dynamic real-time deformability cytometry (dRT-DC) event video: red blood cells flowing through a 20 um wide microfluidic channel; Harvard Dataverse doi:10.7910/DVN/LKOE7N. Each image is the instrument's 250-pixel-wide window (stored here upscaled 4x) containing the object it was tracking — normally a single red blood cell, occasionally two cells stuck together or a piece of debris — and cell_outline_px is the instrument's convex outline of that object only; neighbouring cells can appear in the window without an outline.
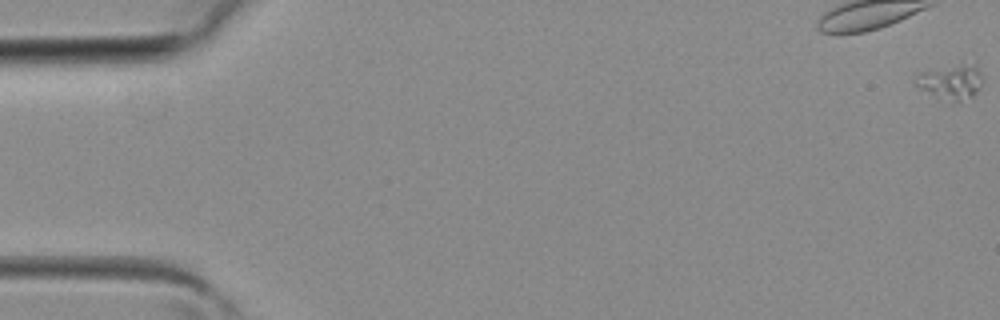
{"species": "common noctule bat (a hibernating species)", "species_latin": "Nyctalus noctula", "temperature_condition": "room temperature", "stored_images_in_passage": 14, "camera_frame_rate_fps": 3000, "um_per_image_px": 0.085, "animal": {"sex": "female", "body_mass_g": 19.3, "forearm_length_mm": 54.1}, "frame": {"image": 1, "passage_image": 1, "time_ms": 0.0, "image_size_px": [1000, 320], "cell_outline_px": [[984, 80], [980, 88], [972, 96], [956, 104], [944, 104], [936, 100], [920, 88], [912, 80], [920, 72], [964, 64], [976, 68], [980, 72]], "centroid_in_image_um": [80.78, 7.07], "position_along_channel_um": 4.2, "area_um2": 13.99}}
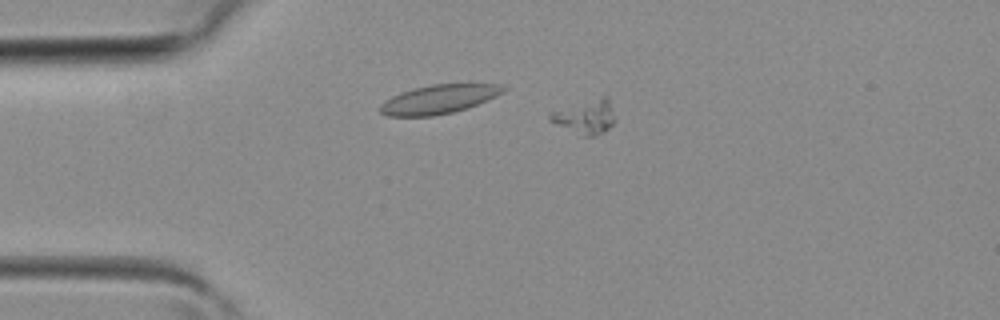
{"frame": {"image": 2, "passage_image": 10, "time_ms": 3.0, "image_size_px": [1000, 320], "cell_outline_px": [[616, 120], [604, 132], [596, 136], [580, 136], [548, 120], [548, 112], [604, 96], [608, 96]], "centroid_in_image_um": [49.76, 9.95], "position_along_channel_um": 35.2, "area_um2": 12.89}}
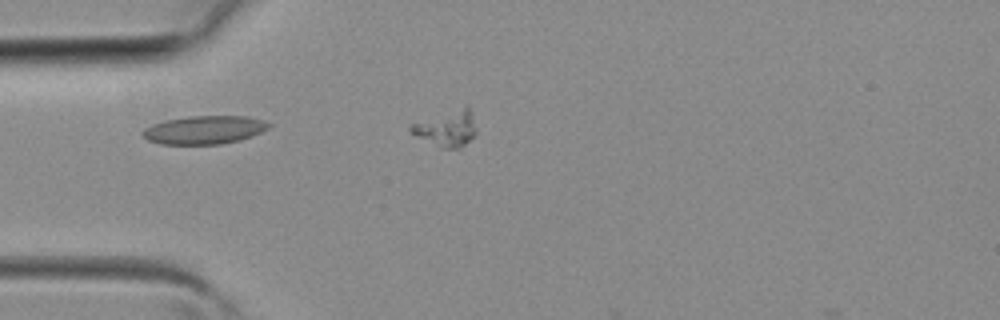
{"frame": {"image": 3, "passage_image": 12, "time_ms": 3.667, "image_size_px": [1000, 320], "cell_outline_px": [[272, 124], [268, 128], [252, 136], [240, 140], [220, 144], [160, 144], [148, 140], [140, 132], [144, 128], [152, 124], [164, 120], [188, 116], [248, 116], [264, 120]], "centroid_in_image_um": [17.36, 11.03], "position_along_channel_um": 67.6, "area_um2": 20.92}}